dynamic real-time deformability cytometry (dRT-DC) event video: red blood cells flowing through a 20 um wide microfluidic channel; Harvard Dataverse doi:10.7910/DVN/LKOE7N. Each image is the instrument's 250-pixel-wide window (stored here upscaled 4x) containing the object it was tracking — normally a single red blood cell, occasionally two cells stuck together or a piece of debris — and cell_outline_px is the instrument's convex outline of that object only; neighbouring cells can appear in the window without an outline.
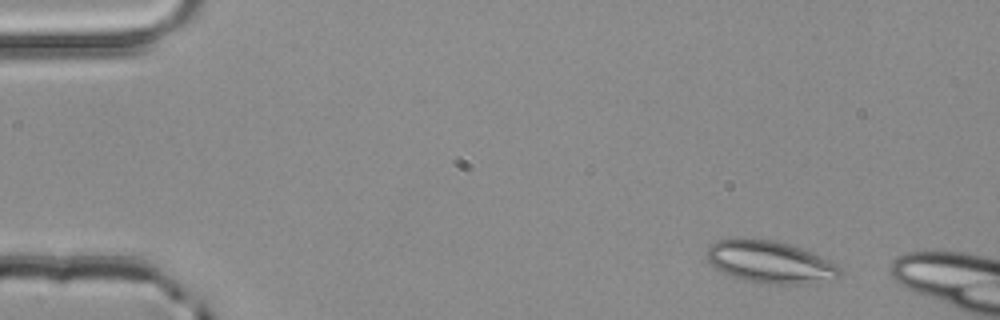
{"species": "common noctule bat (a hibernating species)", "species_latin": "Nyctalus noctula", "temperature_condition": "room temperature", "stored_images_in_passage": 4, "camera_frame_rate_fps": 3000, "um_per_image_px": 0.085, "animal": {"sex": "male", "body_mass_g": 20.4}, "frame": {"image": 1, "passage_image": 1, "time_ms": 0.0, "image_size_px": [1000, 320], "cell_outline_px": [[840, 276], [836, 280], [804, 284], [768, 284], [744, 280], [724, 272], [716, 268], [704, 256], [708, 248], [716, 240], [772, 240], [788, 244], [800, 248], [820, 256], [836, 264], [840, 268]], "centroid_in_image_um": [65.5, 22.3], "position_along_channel_um": 19.5, "area_um2": 32.25}}